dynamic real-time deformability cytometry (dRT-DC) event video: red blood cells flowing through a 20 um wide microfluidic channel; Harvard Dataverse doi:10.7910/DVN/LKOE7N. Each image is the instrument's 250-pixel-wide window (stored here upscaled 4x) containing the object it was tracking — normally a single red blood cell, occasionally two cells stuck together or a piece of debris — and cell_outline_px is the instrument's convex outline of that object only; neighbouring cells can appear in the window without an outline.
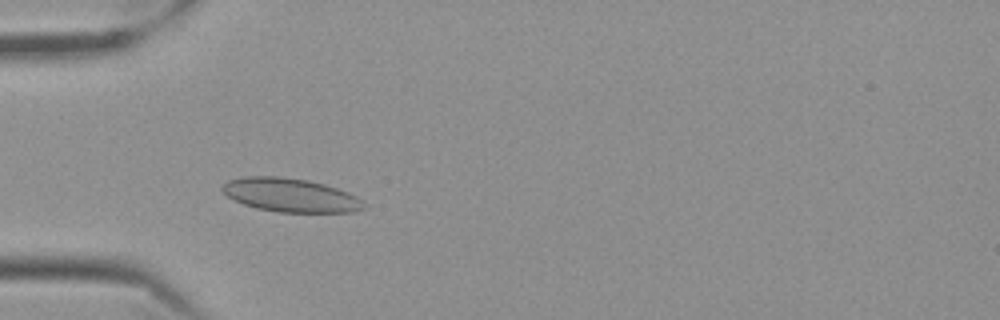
{"species": "Egyptian fruit bat (a non-hibernating species)", "species_latin": "Rousettus aegyptiacus", "temperature_condition": "cold", "stored_images_in_passage": 54, "camera_frame_rate_fps": 3000, "um_per_image_px": 0.085, "frame": {"image": 1, "passage_image": 14, "time_ms": 4.333, "image_size_px": [1000, 320], "cell_outline_px": [[364, 208], [352, 212], [276, 212], [256, 208], [244, 204], [228, 196], [220, 188], [228, 180], [244, 176], [280, 176], [308, 180], [324, 184], [348, 192], [364, 200]], "centroid_in_image_um": [24.69, 16.58], "position_along_channel_um": 60.3, "area_um2": 27.74}}
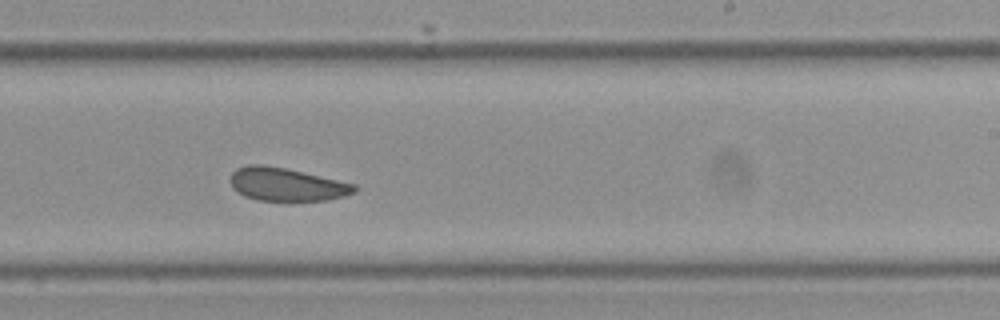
{"frame": {"image": 2, "passage_image": 32, "time_ms": 10.333, "image_size_px": [1000, 320], "cell_outline_px": [[356, 192], [344, 196], [328, 200], [288, 204], [256, 200], [244, 196], [232, 188], [228, 180], [232, 172], [236, 168], [248, 164], [260, 164], [284, 168], [356, 184]], "centroid_in_image_um": [24.32, 15.73], "position_along_channel_um": 264.7, "area_um2": 24.97}}
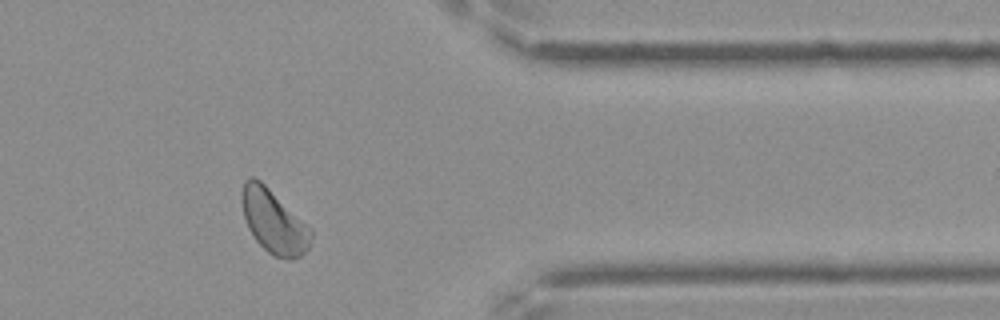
{"frame": {"image": 3, "passage_image": 44, "time_ms": 14.333, "image_size_px": [1000, 320], "cell_outline_px": [[312, 236], [308, 248], [300, 256], [292, 260], [288, 260], [272, 256], [256, 240], [248, 228], [244, 216], [244, 180], [252, 176], [260, 180], [312, 228]], "centroid_in_image_um": [23.32, 18.88], "position_along_channel_um": 388.1, "area_um2": 25.2}, "authors_computed_cell_mechanics": {"area_um2": 25.3453, "velocity_mm_per_s": 3.4737, "shape_relaxation_time_tau1_ms": null, "shape_relaxation_time_tau2_ms": 1.7797, "deformation_change_tau1": null, "deformation_change_tau2": 0.055}}